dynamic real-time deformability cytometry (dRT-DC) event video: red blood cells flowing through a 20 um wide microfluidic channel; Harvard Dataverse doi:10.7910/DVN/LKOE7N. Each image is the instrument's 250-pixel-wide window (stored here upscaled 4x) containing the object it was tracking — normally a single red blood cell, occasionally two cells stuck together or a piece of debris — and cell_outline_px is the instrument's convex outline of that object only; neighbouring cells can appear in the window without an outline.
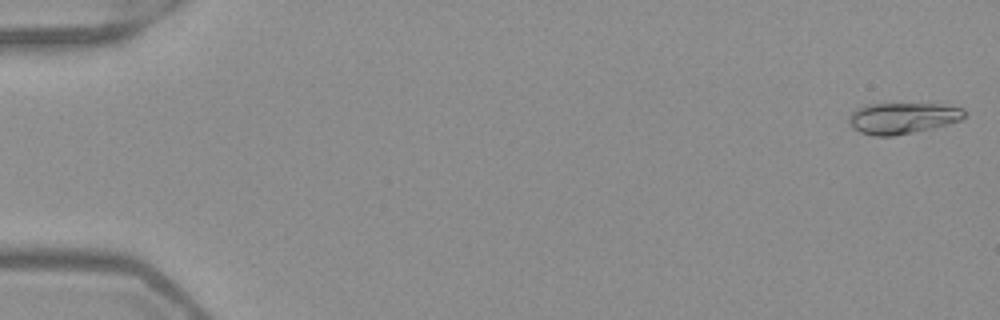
{"species": "Egyptian fruit bat (a non-hibernating species)", "species_latin": "Rousettus aegyptiacus", "temperature_condition": "warm", "stored_images_in_passage": 17, "camera_frame_rate_fps": 3000, "um_per_image_px": 0.085, "frame": {"image": 1, "passage_image": 1, "time_ms": 0.0, "image_size_px": [1000, 320], "cell_outline_px": [[964, 116], [960, 120], [948, 124], [932, 128], [892, 136], [872, 136], [860, 132], [852, 128], [848, 124], [848, 116], [856, 108], [864, 104], [944, 104], [964, 108]], "centroid_in_image_um": [76.67, 10.03], "position_along_channel_um": 8.3, "area_um2": 21.1}}
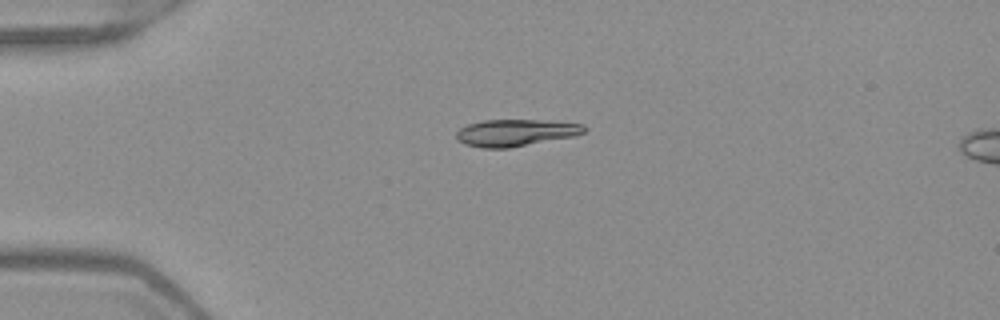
{"frame": {"image": 2, "passage_image": 13, "time_ms": 4.0, "image_size_px": [1000, 320], "cell_outline_px": [[588, 128], [584, 132], [572, 136], [508, 148], [480, 148], [464, 144], [456, 136], [456, 132], [460, 128], [468, 124], [484, 120], [544, 120], [584, 124]], "centroid_in_image_um": [43.82, 11.27], "position_along_channel_um": 41.2, "area_um2": 19.88}}